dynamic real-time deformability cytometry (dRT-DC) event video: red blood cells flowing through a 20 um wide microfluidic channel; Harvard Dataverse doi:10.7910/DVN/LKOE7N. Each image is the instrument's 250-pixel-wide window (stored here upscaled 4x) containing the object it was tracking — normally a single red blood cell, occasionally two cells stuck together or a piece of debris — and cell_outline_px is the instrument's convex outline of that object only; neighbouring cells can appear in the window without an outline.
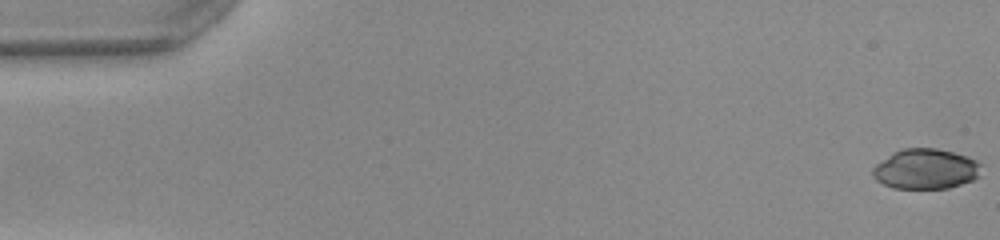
{"species": "common noctule bat (a hibernating species)", "species_latin": "Nyctalus noctula", "temperature_condition": "warm", "stored_images_in_passage": 51, "camera_frame_rate_fps": 3000, "um_per_image_px": 0.085, "animal": {"sex": "female", "body_mass_g": 22.0, "forearm_length_mm": 56.7}, "frame": {"image": 1, "passage_image": 1, "time_ms": 0.0, "image_size_px": [1000, 240], "cell_outline_px": [[980, 176], [972, 180], [948, 188], [892, 188], [876, 180], [872, 176], [872, 168], [876, 164], [892, 152], [900, 148], [936, 148], [952, 152], [976, 160], [980, 164]], "centroid_in_image_um": [78.64, 14.36], "position_along_channel_um": 6.4, "area_um2": 25.37}}
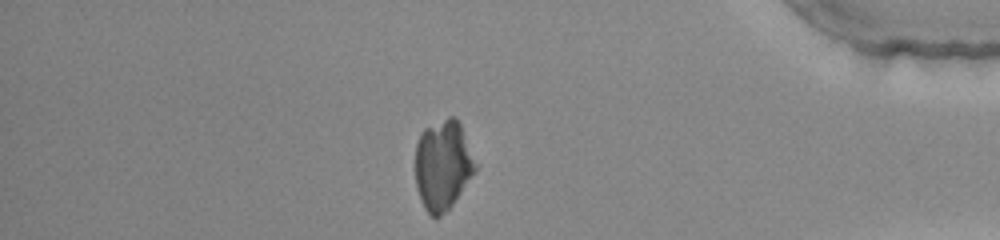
{"frame": {"image": 2, "passage_image": 44, "time_ms": 14.333, "image_size_px": [1000, 240], "cell_outline_px": [[476, 172], [452, 204], [436, 220], [424, 208], [420, 200], [416, 188], [416, 144], [420, 132], [424, 128], [448, 116], [452, 116], [460, 124], [476, 164]], "centroid_in_image_um": [37.62, 14.04], "position_along_channel_um": 397.6, "area_um2": 31.33}}
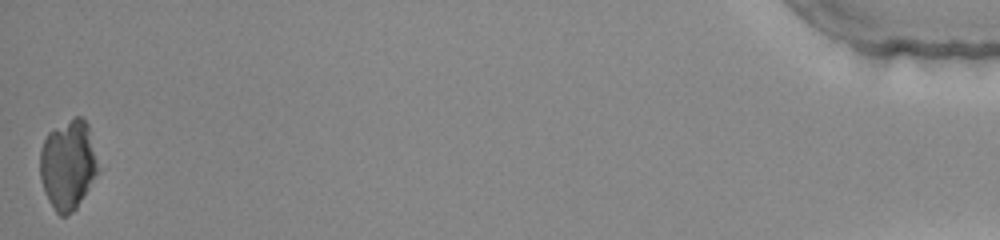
{"frame": {"image": 3, "passage_image": 51, "time_ms": 16.667, "image_size_px": [1000, 240], "cell_outline_px": [[100, 172], [76, 208], [72, 212], [64, 216], [60, 216], [56, 212], [48, 200], [44, 192], [40, 176], [40, 148], [48, 132], [76, 116], [80, 116], [88, 124]], "centroid_in_image_um": [5.78, 14.02], "position_along_channel_um": 429.4, "area_um2": 30.4}}